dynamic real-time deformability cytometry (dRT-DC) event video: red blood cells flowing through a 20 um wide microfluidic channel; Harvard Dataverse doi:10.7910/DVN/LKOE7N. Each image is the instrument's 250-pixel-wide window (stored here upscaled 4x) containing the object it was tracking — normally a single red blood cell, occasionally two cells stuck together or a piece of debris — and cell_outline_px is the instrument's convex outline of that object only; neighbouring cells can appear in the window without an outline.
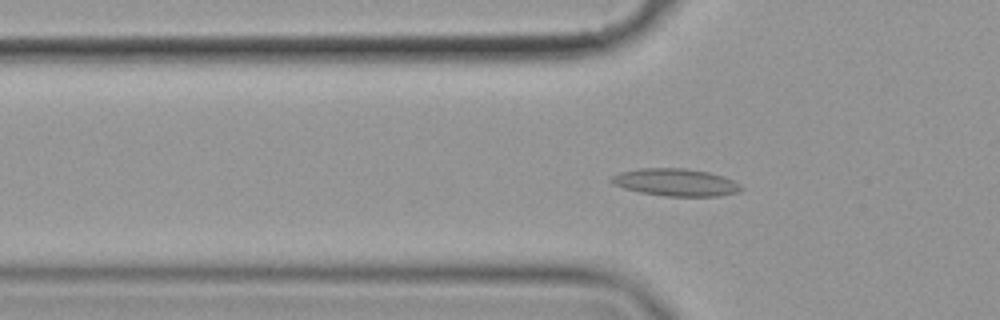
{"species": "common noctule bat (a hibernating species)", "species_latin": "Nyctalus noctula", "temperature_condition": "cold", "stored_images_in_passage": 58, "camera_frame_rate_fps": 3000, "um_per_image_px": 0.085, "animal": {"sex": "female", "body_mass_g": 19.9}, "frame": {"image": 1, "passage_image": 20, "time_ms": 6.333, "image_size_px": [1000, 320], "cell_outline_px": [[744, 188], [740, 192], [720, 196], [664, 196], [640, 192], [624, 188], [612, 184], [608, 180], [612, 176], [620, 172], [640, 168], [684, 168], [708, 172], [724, 176], [740, 184]], "centroid_in_image_um": [57.44, 15.5], "position_along_channel_um": 68.4, "area_um2": 20.87}}
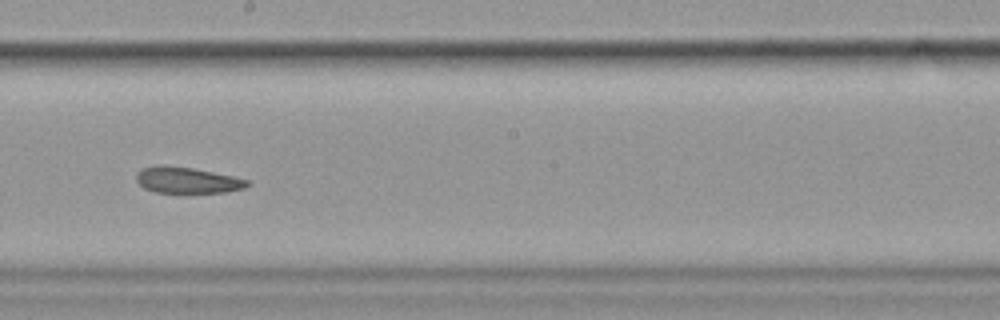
{"frame": {"image": 2, "passage_image": 34, "time_ms": 11.0, "image_size_px": [1000, 320], "cell_outline_px": [[252, 184], [244, 188], [228, 192], [156, 192], [144, 188], [136, 180], [136, 172], [140, 168], [192, 168], [232, 176], [248, 180]], "centroid_in_image_um": [15.98, 15.36], "position_along_channel_um": 232.2, "area_um2": 16.13}}
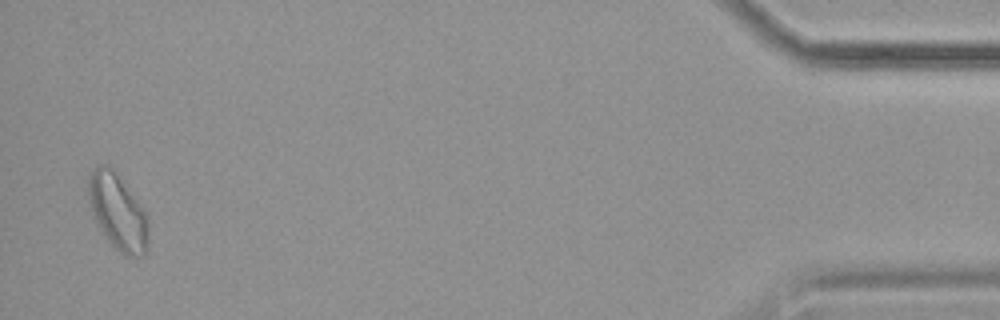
{"frame": {"image": 3, "passage_image": 57, "time_ms": 18.667, "image_size_px": [1000, 320], "cell_outline_px": [[148, 252], [144, 256], [124, 256], [104, 236], [92, 216], [88, 192], [88, 180], [92, 168], [96, 164], [104, 164], [112, 168], [116, 172], [144, 208], [148, 220]], "centroid_in_image_um": [10.02, 18.01], "position_along_channel_um": 425.2, "area_um2": 26.93}, "authors_computed_cell_mechanics": {"area_um2": 19.3341, "velocity_mm_per_s": 3.5445, "shape_relaxation_time_tau1_ms": null, "shape_relaxation_time_tau2_ms": 4.1045, "deformation_change_tau1": null, "deformation_change_tau2": 0.1315}}